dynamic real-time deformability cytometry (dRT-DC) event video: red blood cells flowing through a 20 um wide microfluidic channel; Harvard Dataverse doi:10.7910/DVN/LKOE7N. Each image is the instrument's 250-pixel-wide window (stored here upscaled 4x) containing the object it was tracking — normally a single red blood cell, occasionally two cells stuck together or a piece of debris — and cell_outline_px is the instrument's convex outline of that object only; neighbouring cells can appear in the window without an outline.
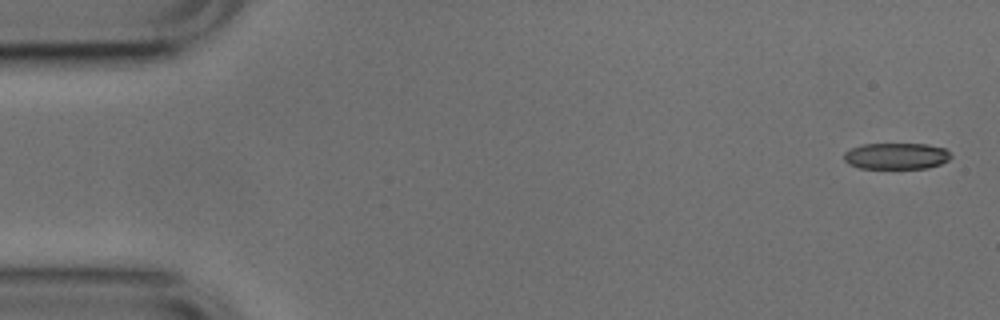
{"species": "common noctule bat (a hibernating species)", "species_latin": "Nyctalus noctula", "temperature_condition": "cold", "stored_images_in_passage": 5, "camera_frame_rate_fps": 3000, "um_per_image_px": 0.085, "animal": {"sex": "male", "body_mass_g": 17.9, "forearm_length_mm": 54.2}, "frame": {"image": 1, "passage_image": 1, "time_ms": 0.0, "image_size_px": [1000, 320], "cell_outline_px": [[952, 156], [948, 160], [940, 164], [928, 168], [860, 168], [848, 164], [844, 160], [844, 152], [860, 144], [928, 144], [944, 148]], "centroid_in_image_um": [76.17, 13.26], "position_along_channel_um": 8.8, "area_um2": 16.42}}
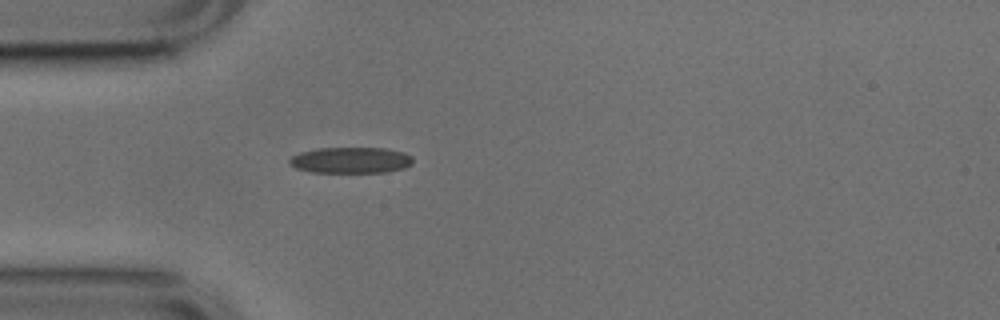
{"frame": {"image": 2, "passage_image": 5, "time_ms": 1.333, "image_size_px": [1000, 320], "cell_outline_px": [[412, 164], [404, 168], [384, 172], [312, 172], [296, 168], [288, 164], [288, 160], [292, 156], [300, 152], [316, 148], [388, 148], [404, 152], [412, 156]], "centroid_in_image_um": [29.81, 13.61], "position_along_channel_um": 55.2, "area_um2": 18.84}}